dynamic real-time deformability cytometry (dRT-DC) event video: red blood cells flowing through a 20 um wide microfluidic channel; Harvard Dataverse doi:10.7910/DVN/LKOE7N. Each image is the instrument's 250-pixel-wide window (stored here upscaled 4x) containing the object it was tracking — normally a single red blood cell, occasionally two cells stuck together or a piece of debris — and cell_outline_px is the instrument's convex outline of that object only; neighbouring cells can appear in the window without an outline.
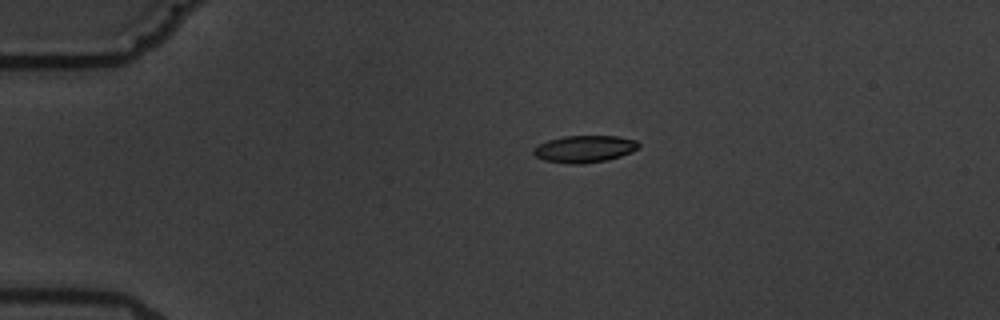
{"species": "common noctule bat (a hibernating species)", "species_latin": "Nyctalus noctula", "temperature_condition": "warm", "stored_images_in_passage": 8, "camera_frame_rate_fps": 3000, "um_per_image_px": 0.085, "animal": {"sex": "male", "body_mass_g": 19.5, "forearm_length_mm": 54.6}, "frame": {"image": 1, "passage_image": 1, "time_ms": 0.0, "image_size_px": [1000, 320], "cell_outline_px": [[640, 148], [620, 156], [604, 160], [584, 164], [568, 164], [544, 160], [536, 156], [532, 152], [532, 148], [536, 144], [548, 140], [564, 136], [616, 136], [636, 140], [640, 144]], "centroid_in_image_um": [49.64, 12.65], "position_along_channel_um": 35.4, "area_um2": 16.65}}
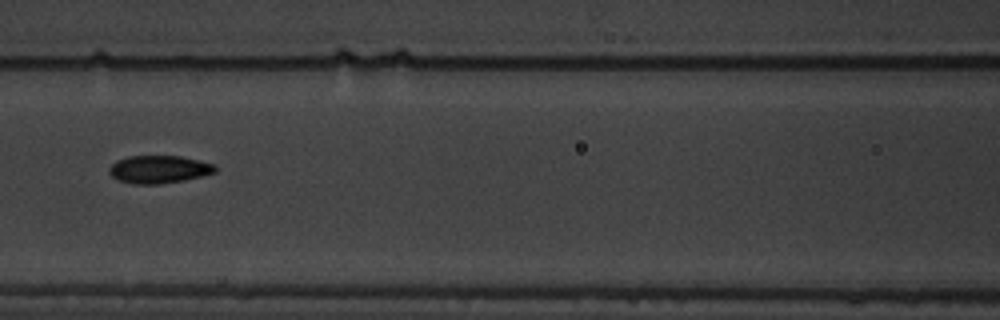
{"frame": {"image": 2, "passage_image": 5, "time_ms": 4.667, "image_size_px": [1000, 320], "cell_outline_px": [[216, 172], [184, 180], [160, 184], [132, 184], [116, 180], [108, 172], [108, 168], [116, 160], [128, 156], [180, 156], [216, 164]], "centroid_in_image_um": [13.47, 14.39], "position_along_channel_um": 153.1, "area_um2": 17.28}}
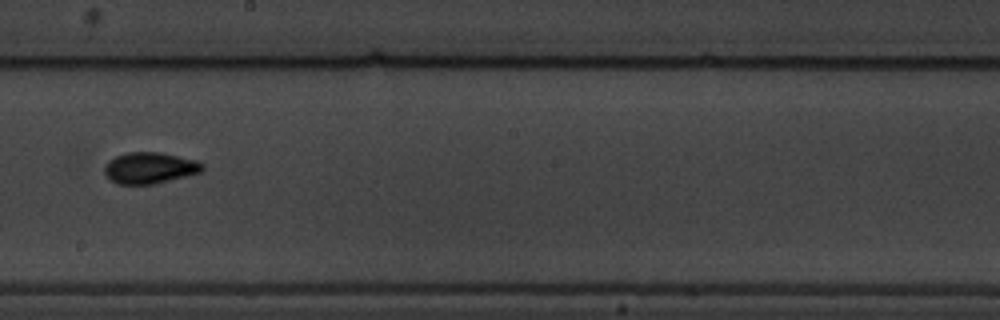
{"frame": {"image": 3, "passage_image": 7, "time_ms": 7.0, "image_size_px": [1000, 320], "cell_outline_px": [[204, 168], [200, 172], [152, 184], [116, 184], [108, 180], [104, 172], [104, 168], [108, 160], [116, 156], [128, 152], [160, 152], [196, 160], [204, 164]], "centroid_in_image_um": [12.68, 14.27], "position_along_channel_um": 235.5, "area_um2": 17.8}}